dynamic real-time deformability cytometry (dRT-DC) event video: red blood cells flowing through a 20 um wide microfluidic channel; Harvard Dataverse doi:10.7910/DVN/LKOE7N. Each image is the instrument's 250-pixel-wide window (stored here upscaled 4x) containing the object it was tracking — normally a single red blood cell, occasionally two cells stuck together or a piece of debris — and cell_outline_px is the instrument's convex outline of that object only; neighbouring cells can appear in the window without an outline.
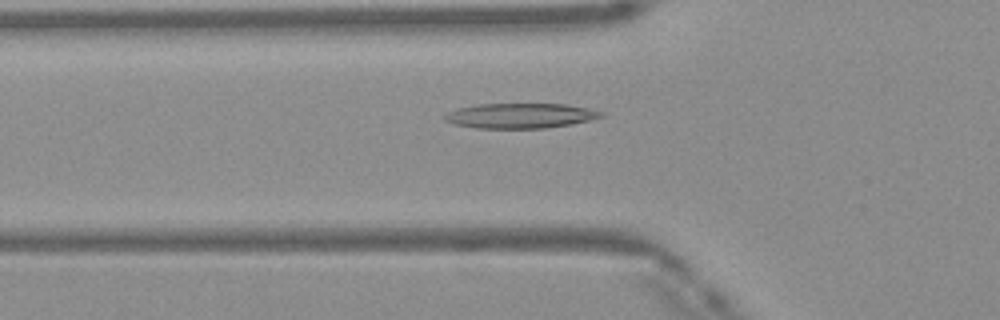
{"species": "Egyptian fruit bat (a non-hibernating species)", "species_latin": "Rousettus aegyptiacus", "temperature_condition": "warm", "stored_images_in_passage": 35, "camera_frame_rate_fps": 3000, "um_per_image_px": 0.085, "frame": {"image": 1, "passage_image": 3, "time_ms": 0.667, "image_size_px": [1000, 320], "cell_outline_px": [[604, 116], [572, 124], [544, 128], [476, 128], [452, 124], [444, 120], [444, 116], [448, 112], [460, 108], [476, 104], [568, 104], [588, 108], [604, 112]], "centroid_in_image_um": [44.22, 9.83], "position_along_channel_um": 81.6, "area_um2": 22.77}}
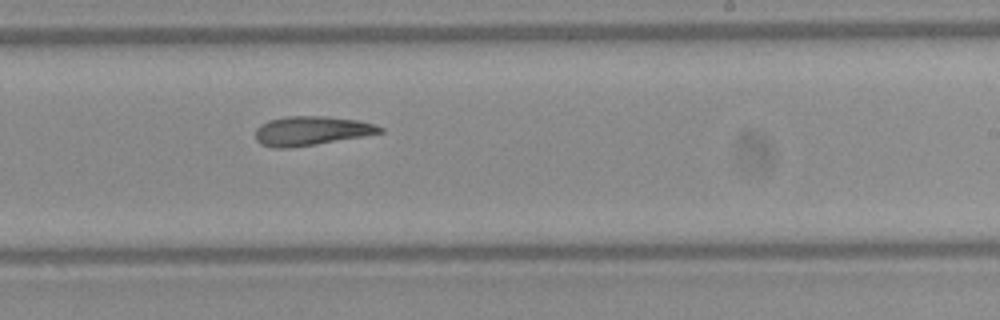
{"frame": {"image": 2, "passage_image": 16, "time_ms": 5.0, "image_size_px": [1000, 320], "cell_outline_px": [[384, 132], [316, 144], [288, 148], [272, 148], [260, 144], [256, 140], [256, 128], [260, 124], [268, 120], [288, 116], [324, 116], [356, 120], [372, 124], [384, 128]], "centroid_in_image_um": [26.4, 11.12], "position_along_channel_um": 262.6, "area_um2": 20.98}}
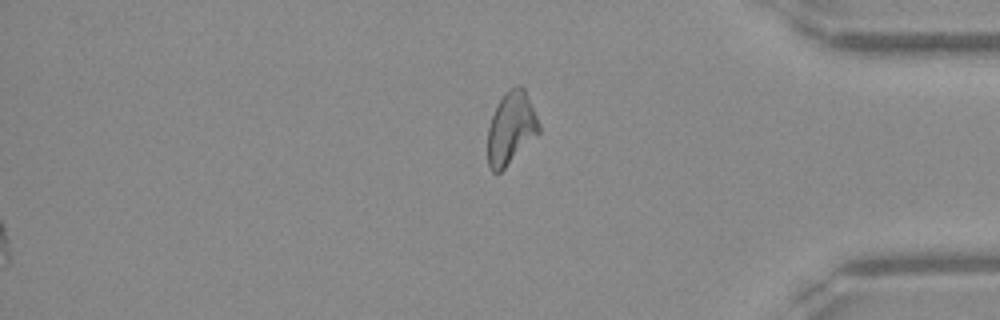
{"frame": {"image": 3, "passage_image": 27, "time_ms": 8.667, "image_size_px": [1000, 320], "cell_outline_px": [[540, 132], [500, 172], [492, 172], [488, 164], [488, 128], [492, 116], [504, 92], [508, 88], [516, 84], [520, 84], [524, 88], [540, 124]], "centroid_in_image_um": [43.44, 10.86], "position_along_channel_um": 391.8, "area_um2": 21.44}, "authors_computed_cell_mechanics": {"area_um2": 21.4438, "velocity_mm_per_s": 4.1606, "shape_relaxation_time_tau1_ms": null, "shape_relaxation_time_tau2_ms": 9.4926, "deformation_change_tau1": null, "deformation_change_tau2": 0.2318}}